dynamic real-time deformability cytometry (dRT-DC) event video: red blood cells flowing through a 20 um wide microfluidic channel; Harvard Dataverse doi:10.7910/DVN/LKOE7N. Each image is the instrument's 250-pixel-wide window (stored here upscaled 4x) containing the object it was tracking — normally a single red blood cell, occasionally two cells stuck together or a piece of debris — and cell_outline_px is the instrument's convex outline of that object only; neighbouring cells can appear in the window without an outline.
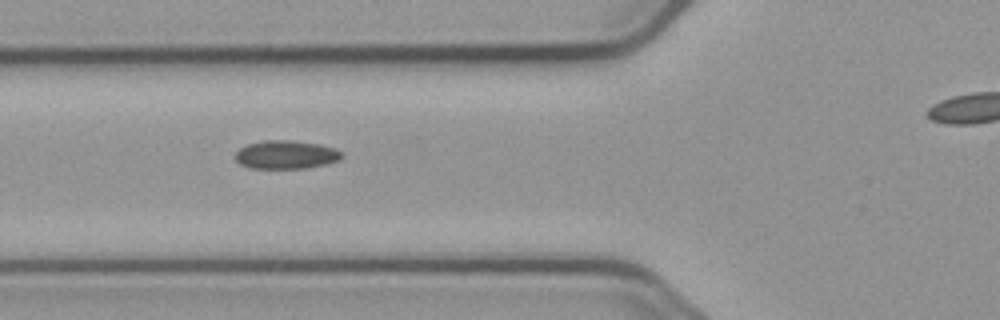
{"species": "common noctule bat (a hibernating species)", "species_latin": "Nyctalus noctula", "temperature_condition": "cold", "stored_images_in_passage": 12, "camera_frame_rate_fps": 3000, "um_per_image_px": 0.085, "animal": {"sex": "male", "body_mass_g": 23.1, "forearm_length_mm": 52.7}, "frame": {"image": 1, "passage_image": 4, "time_ms": 4.333, "image_size_px": [1000, 320], "cell_outline_px": [[344, 156], [340, 160], [328, 164], [304, 168], [248, 168], [240, 164], [236, 160], [236, 152], [240, 148], [248, 144], [264, 140], [292, 140], [320, 144], [336, 148]], "centroid_in_image_um": [24.34, 13.14], "position_along_channel_um": 101.5, "area_um2": 17.74}}
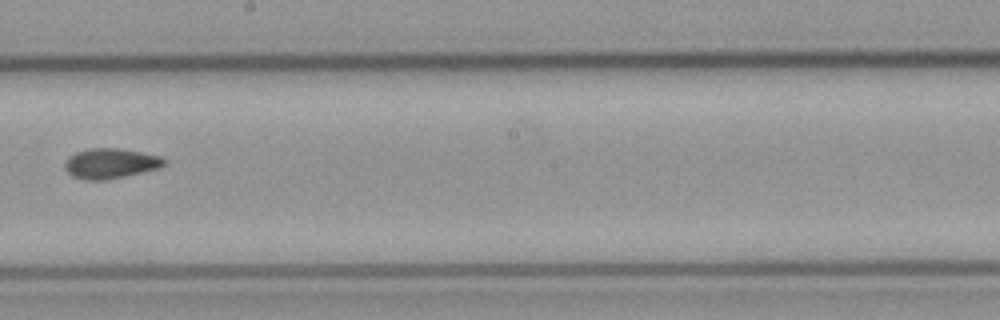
{"frame": {"image": 2, "passage_image": 7, "time_ms": 8.0, "image_size_px": [1000, 320], "cell_outline_px": [[168, 164], [160, 168], [124, 176], [104, 180], [84, 180], [72, 176], [64, 168], [64, 164], [76, 152], [88, 148], [120, 148], [160, 156], [168, 160]], "centroid_in_image_um": [9.44, 13.89], "position_along_channel_um": 238.8, "area_um2": 17.46}}
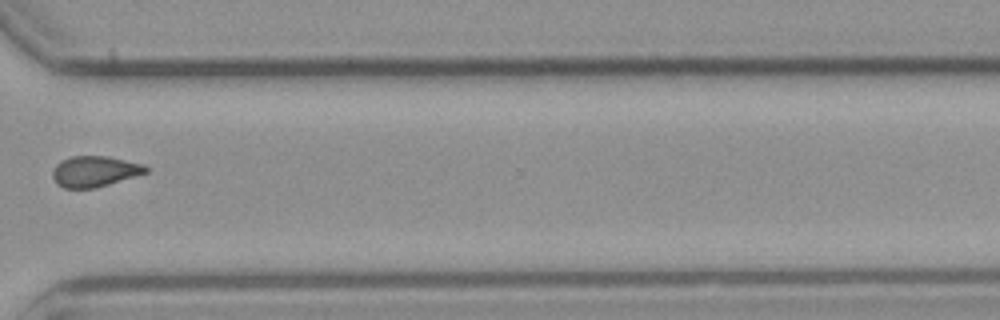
{"frame": {"image": 3, "passage_image": 10, "time_ms": 11.333, "image_size_px": [1000, 320], "cell_outline_px": [[148, 172], [136, 176], [108, 184], [92, 188], [64, 188], [56, 184], [52, 176], [52, 172], [56, 164], [60, 160], [72, 156], [108, 156], [144, 164], [148, 168]], "centroid_in_image_um": [8.03, 14.56], "position_along_channel_um": 362.6, "area_um2": 16.76}, "authors_computed_cell_mechanics": {"area_um2": 17.1955, "velocity_mm_per_s": 3.7237, "shape_relaxation_time_tau1_ms": null, "shape_relaxation_time_tau2_ms": 7.303, "deformation_change_tau1": null, "deformation_change_tau2": 0.0919}}